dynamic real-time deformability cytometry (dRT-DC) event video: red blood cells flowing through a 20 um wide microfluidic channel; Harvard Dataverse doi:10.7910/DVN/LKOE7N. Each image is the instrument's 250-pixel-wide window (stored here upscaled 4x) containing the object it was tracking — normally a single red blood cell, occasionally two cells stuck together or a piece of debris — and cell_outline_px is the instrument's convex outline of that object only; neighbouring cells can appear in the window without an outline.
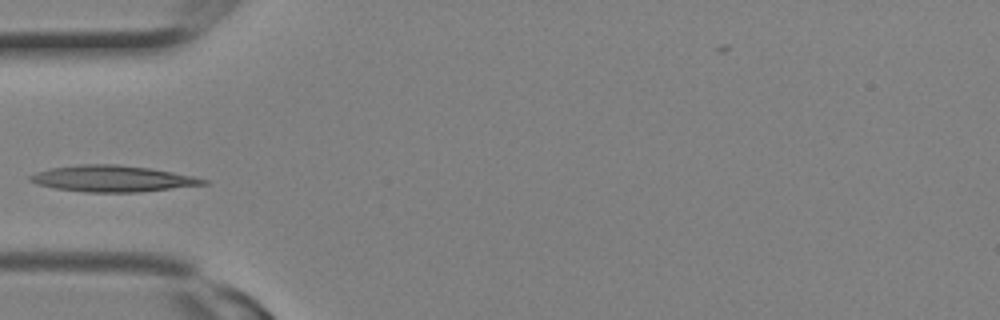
{"species": "Egyptian fruit bat (a non-hibernating species)", "species_latin": "Rousettus aegyptiacus", "temperature_condition": "room temperature", "stored_images_in_passage": 2, "camera_frame_rate_fps": 3000, "um_per_image_px": 0.085, "animal": {"sex": "female"}, "frame": {"image": 1, "passage_image": 2, "time_ms": 0.333, "image_size_px": [1000, 320], "cell_outline_px": [[208, 184], [140, 192], [84, 192], [52, 188], [36, 184], [28, 180], [28, 176], [36, 172], [52, 168], [80, 164], [116, 164], [152, 168], [192, 176], [208, 180]], "centroid_in_image_um": [9.53, 15.18], "position_along_channel_um": 75.5, "area_um2": 26.59}}